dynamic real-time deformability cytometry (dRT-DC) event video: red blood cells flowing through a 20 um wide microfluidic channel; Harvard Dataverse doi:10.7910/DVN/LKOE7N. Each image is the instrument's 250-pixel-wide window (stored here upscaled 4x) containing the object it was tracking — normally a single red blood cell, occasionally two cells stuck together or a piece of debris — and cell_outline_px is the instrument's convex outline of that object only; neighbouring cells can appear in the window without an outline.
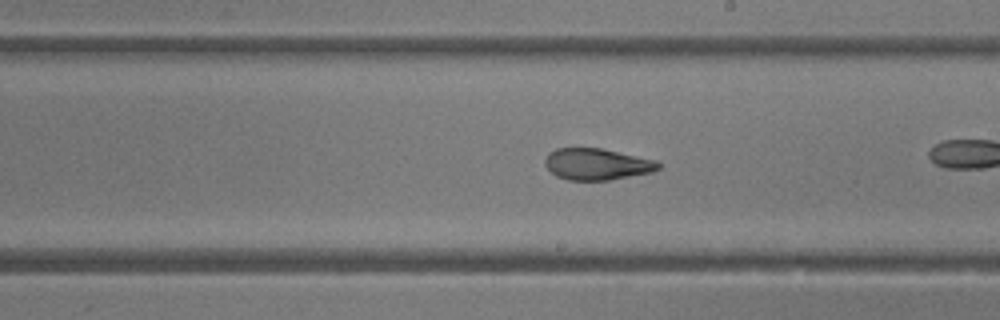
{"species": "common noctule bat (a hibernating species)", "species_latin": "Nyctalus noctula", "temperature_condition": "room temperature", "stored_images_in_passage": 37, "camera_frame_rate_fps": 3000, "um_per_image_px": 0.085, "animal": {"sex": "female"}, "frame": {"image": 1, "passage_image": 27, "time_ms": 8.667, "image_size_px": [1000, 320], "cell_outline_px": [[660, 168], [652, 172], [608, 180], [568, 180], [556, 176], [544, 164], [544, 160], [548, 152], [556, 148], [600, 148], [656, 160], [660, 164]], "centroid_in_image_um": [50.71, 13.95], "position_along_channel_um": 238.3, "area_um2": 20.75}}